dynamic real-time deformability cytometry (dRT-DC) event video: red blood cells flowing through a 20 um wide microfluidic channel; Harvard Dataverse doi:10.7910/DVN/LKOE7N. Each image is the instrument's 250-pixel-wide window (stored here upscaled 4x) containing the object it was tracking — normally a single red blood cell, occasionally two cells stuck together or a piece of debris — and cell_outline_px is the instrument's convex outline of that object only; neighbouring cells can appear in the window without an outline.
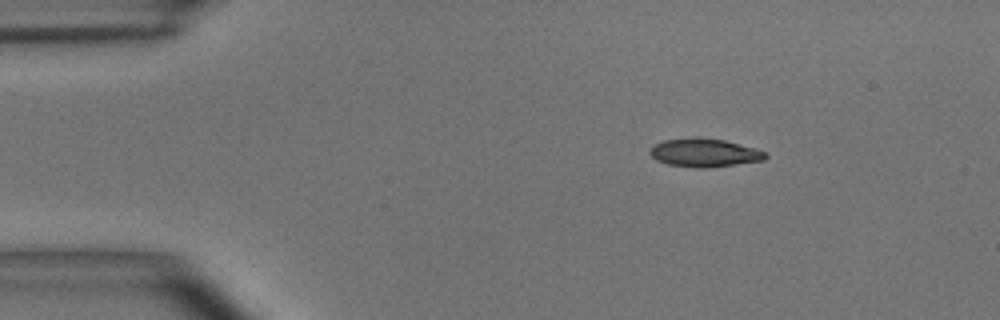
{"species": "common noctule bat (a hibernating species)", "species_latin": "Nyctalus noctula", "temperature_condition": "room temperature", "stored_images_in_passage": 3, "camera_frame_rate_fps": 3000, "um_per_image_px": 0.085, "animal": {"sex": "male", "body_mass_g": 15.6}, "frame": {"image": 1, "passage_image": 1, "time_ms": 0.0, "image_size_px": [1000, 320], "cell_outline_px": [[768, 156], [764, 160], [736, 164], [704, 168], [700, 168], [668, 164], [656, 160], [648, 152], [656, 144], [664, 140], [724, 140], [756, 148], [764, 152]], "centroid_in_image_um": [59.91, 13.02], "position_along_channel_um": 25.1, "area_um2": 18.15}}